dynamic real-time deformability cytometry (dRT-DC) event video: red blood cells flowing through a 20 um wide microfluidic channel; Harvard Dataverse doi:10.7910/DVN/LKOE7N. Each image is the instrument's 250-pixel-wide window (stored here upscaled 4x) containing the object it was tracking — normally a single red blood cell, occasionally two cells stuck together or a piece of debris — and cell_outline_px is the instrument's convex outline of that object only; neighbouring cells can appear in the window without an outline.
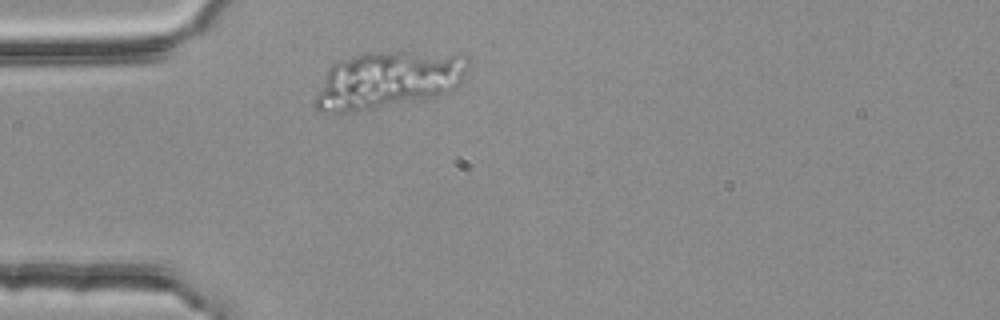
{"species": "common noctule bat (a hibernating species)", "species_latin": "Nyctalus noctula", "temperature_condition": "room temperature", "stored_images_in_passage": 1, "camera_frame_rate_fps": 3000, "um_per_image_px": 0.085, "animal": {"sex": "female", "body_mass_g": 25.1}, "frame": {"image": 1, "passage_image": 1, "time_ms": 0.0, "image_size_px": [1000, 320], "cell_outline_px": [[472, 60], [460, 84], [452, 92], [436, 96], [376, 108], [352, 112], [320, 112], [312, 108], [312, 100], [328, 68], [332, 64], [340, 60], [364, 52], [400, 52], [468, 56]], "centroid_in_image_um": [32.93, 6.81], "position_along_channel_um": 52.1, "area_um2": 51.1}}